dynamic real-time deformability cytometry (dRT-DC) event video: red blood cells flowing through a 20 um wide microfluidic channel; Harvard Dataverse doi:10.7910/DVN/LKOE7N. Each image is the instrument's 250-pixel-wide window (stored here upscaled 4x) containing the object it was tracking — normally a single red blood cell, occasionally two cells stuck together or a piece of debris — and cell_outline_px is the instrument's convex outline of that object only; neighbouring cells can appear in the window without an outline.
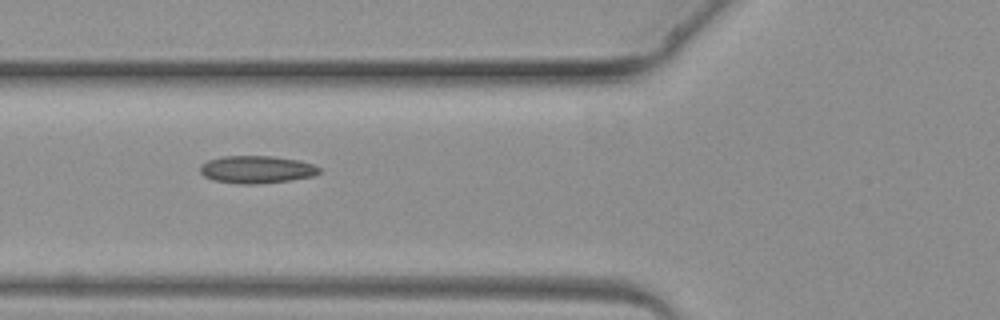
{"species": "common noctule bat (a hibernating species)", "species_latin": "Nyctalus noctula", "temperature_condition": "warm", "stored_images_in_passage": 6, "camera_frame_rate_fps": 3000, "um_per_image_px": 0.085, "animal": {"sex": "female", "body_mass_g": 19.3, "forearm_length_mm": 54.1}, "frame": {"image": 1, "passage_image": 6, "time_ms": 7.333, "image_size_px": [1000, 320], "cell_outline_px": [[320, 172], [312, 176], [288, 180], [256, 184], [240, 184], [212, 180], [204, 176], [200, 172], [200, 164], [208, 160], [220, 156], [272, 156], [300, 160], [312, 164], [320, 168]], "centroid_in_image_um": [21.77, 14.4], "position_along_channel_um": 104.0, "area_um2": 19.13}}